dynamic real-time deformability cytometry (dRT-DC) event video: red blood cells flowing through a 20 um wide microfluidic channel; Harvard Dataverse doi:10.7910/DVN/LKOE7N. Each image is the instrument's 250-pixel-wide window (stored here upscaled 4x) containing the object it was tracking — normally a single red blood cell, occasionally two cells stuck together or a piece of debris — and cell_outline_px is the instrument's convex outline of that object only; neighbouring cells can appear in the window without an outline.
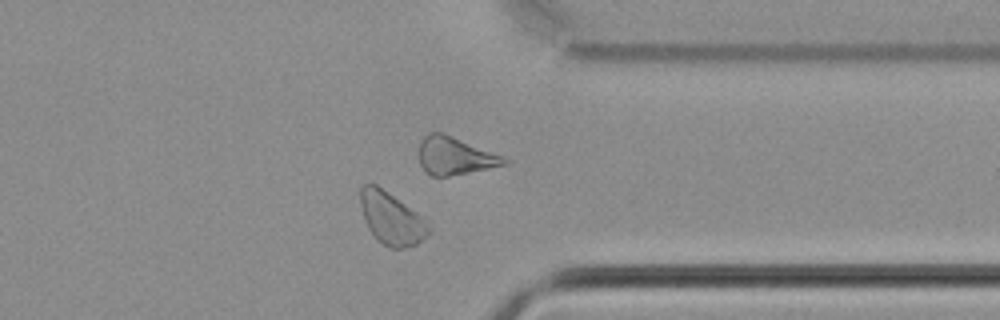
{"species": "common noctule bat (a hibernating species)", "species_latin": "Nyctalus noctula", "temperature_condition": "cold", "stored_images_in_passage": 36, "camera_frame_rate_fps": 3000, "um_per_image_px": 0.085, "animal": {"sex": "male", "body_mass_g": 21.5, "forearm_length_mm": 52.0}, "frame": {"image": 1, "passage_image": 26, "time_ms": 8.333, "image_size_px": [1000, 320], "cell_outline_px": [[432, 232], [428, 236], [416, 244], [404, 248], [388, 248], [376, 240], [368, 228], [360, 204], [360, 188], [364, 184], [376, 184], [424, 216], [432, 228]], "centroid_in_image_um": [33.32, 18.58], "position_along_channel_um": 378.1, "area_um2": 21.21}}